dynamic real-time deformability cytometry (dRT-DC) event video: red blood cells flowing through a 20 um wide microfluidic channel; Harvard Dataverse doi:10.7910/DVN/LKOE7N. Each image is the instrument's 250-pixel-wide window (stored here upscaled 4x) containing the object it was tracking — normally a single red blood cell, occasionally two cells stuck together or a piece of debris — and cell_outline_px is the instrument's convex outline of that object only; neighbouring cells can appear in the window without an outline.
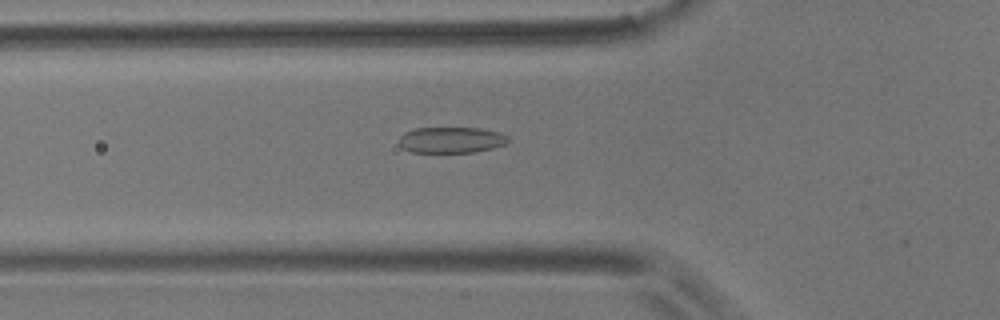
{"species": "common noctule bat (a hibernating species)", "species_latin": "Nyctalus noctula", "temperature_condition": "room temperature", "stored_images_in_passage": 55, "camera_frame_rate_fps": 3000, "um_per_image_px": 0.085, "animal": {"sex": "male", "body_mass_g": 17.9}, "frame": {"image": 1, "passage_image": 19, "time_ms": 6.0, "image_size_px": [1000, 320], "cell_outline_px": [[508, 140], [504, 144], [492, 148], [472, 152], [412, 152], [404, 148], [400, 144], [400, 136], [404, 132], [416, 128], [480, 128], [496, 132], [508, 136]], "centroid_in_image_um": [38.33, 11.89], "position_along_channel_um": 87.5, "area_um2": 16.24}}
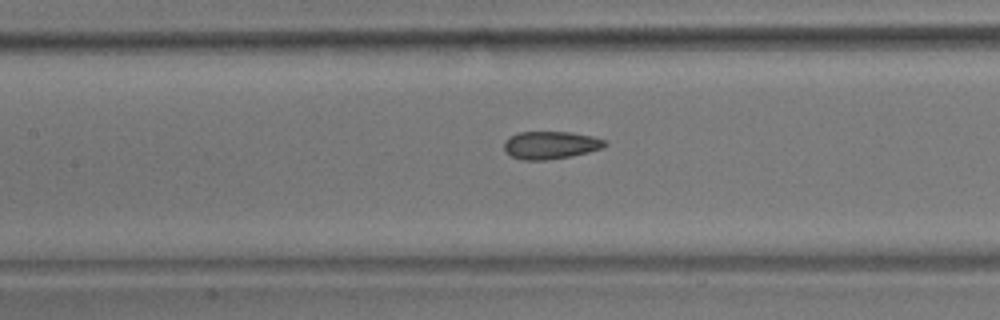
{"frame": {"image": 2, "passage_image": 25, "time_ms": 8.0, "image_size_px": [1000, 320], "cell_outline_px": [[608, 144], [604, 148], [572, 156], [544, 160], [524, 160], [512, 156], [504, 152], [504, 140], [508, 136], [516, 132], [572, 132], [592, 136], [608, 140]], "centroid_in_image_um": [46.8, 12.32], "position_along_channel_um": 160.6, "area_um2": 16.59}}
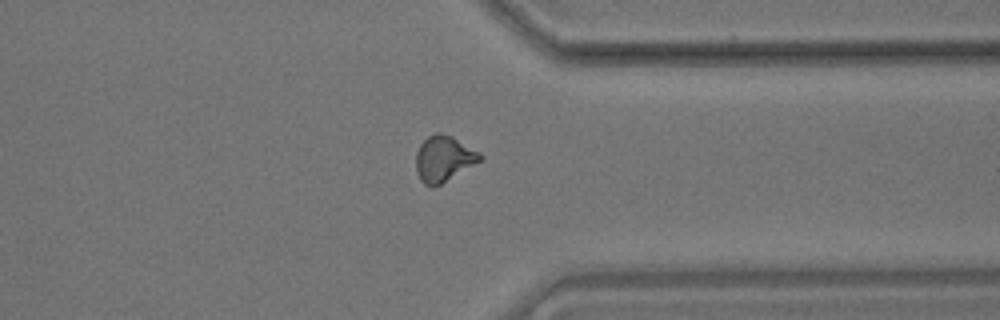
{"frame": {"image": 3, "passage_image": 43, "time_ms": 14.0, "image_size_px": [1000, 320], "cell_outline_px": [[484, 156], [480, 160], [440, 184], [432, 188], [424, 184], [420, 180], [416, 172], [416, 152], [420, 144], [428, 136], [436, 132], [440, 132], [452, 136], [480, 152]], "centroid_in_image_um": [37.68, 13.48], "position_along_channel_um": 373.7, "area_um2": 16.99}, "authors_computed_cell_mechanics": {"area_um2": 16.5308, "velocity_mm_per_s": 3.6082, "shape_relaxation_time_tau1_ms": 11.1265, "shape_relaxation_time_tau2_ms": 1.8459, "deformation_change_tau1": 0.1899, "deformation_change_tau2": 0.0799}}